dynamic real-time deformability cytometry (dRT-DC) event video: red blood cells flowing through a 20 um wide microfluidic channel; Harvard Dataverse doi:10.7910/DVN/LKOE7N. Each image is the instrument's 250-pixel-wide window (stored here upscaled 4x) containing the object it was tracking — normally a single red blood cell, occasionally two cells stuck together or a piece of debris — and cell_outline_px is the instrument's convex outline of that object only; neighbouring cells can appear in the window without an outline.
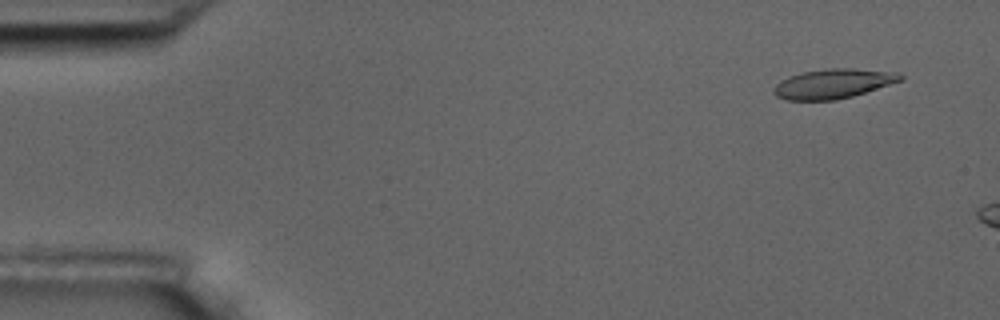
{"species": "common noctule bat (a hibernating species)", "species_latin": "Nyctalus noctula", "temperature_condition": "room temperature", "stored_images_in_passage": 4, "camera_frame_rate_fps": 3000, "um_per_image_px": 0.085, "animal": {"sex": "male", "body_mass_g": 17.5, "forearm_length_mm": 52.3}, "frame": {"image": 1, "passage_image": 2, "time_ms": 1.0, "image_size_px": [1000, 320], "cell_outline_px": [[904, 80], [852, 96], [836, 100], [788, 100], [776, 96], [772, 92], [772, 88], [780, 80], [804, 72], [828, 68], [852, 68], [900, 72], [904, 76]], "centroid_in_image_um": [70.85, 7.11], "position_along_channel_um": 14.1, "area_um2": 21.91}}